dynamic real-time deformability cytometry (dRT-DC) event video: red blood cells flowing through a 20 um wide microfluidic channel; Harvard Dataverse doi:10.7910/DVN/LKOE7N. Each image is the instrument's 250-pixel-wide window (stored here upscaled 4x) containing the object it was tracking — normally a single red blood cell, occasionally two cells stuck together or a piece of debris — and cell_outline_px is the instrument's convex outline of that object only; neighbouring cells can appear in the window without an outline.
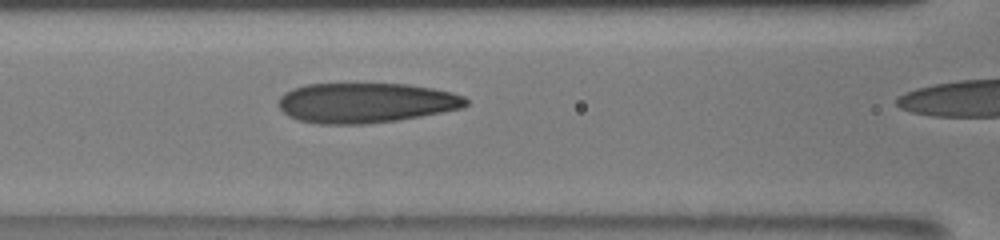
{"species": "human", "species_latin": "Homo sapiens", "temperature_condition": "room temperature", "stored_images_in_passage": 5, "camera_frame_rate_fps": 3000, "um_per_image_px": 0.085, "donor": {"sex": "male"}, "frame": {"image": 1, "passage_image": 4, "time_ms": 2.0, "image_size_px": [1000, 240], "cell_outline_px": [[468, 104], [464, 108], [420, 116], [396, 120], [368, 124], [320, 124], [300, 120], [288, 116], [280, 108], [280, 96], [284, 92], [292, 88], [308, 84], [408, 84], [432, 88], [452, 92], [464, 96], [468, 100]], "centroid_in_image_um": [31.11, 8.74], "position_along_channel_um": 135.5, "area_um2": 43.7}}